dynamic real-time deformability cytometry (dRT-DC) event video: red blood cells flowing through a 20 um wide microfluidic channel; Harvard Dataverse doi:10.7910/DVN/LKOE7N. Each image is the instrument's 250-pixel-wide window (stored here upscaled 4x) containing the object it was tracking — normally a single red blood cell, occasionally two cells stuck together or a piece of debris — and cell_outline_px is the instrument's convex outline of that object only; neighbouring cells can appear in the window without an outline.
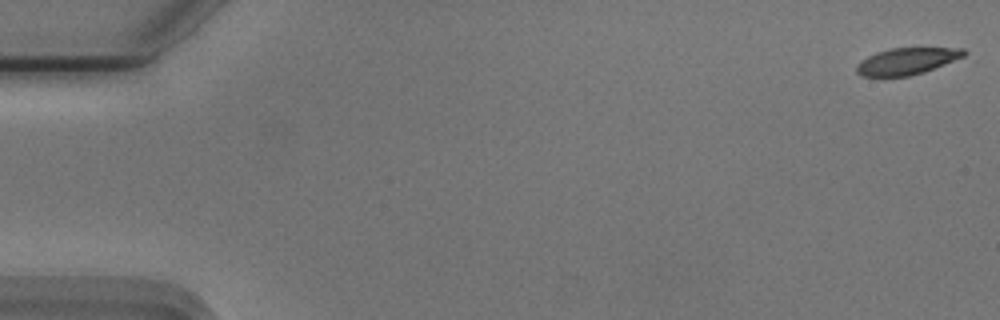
{"species": "Egyptian fruit bat (a non-hibernating species)", "species_latin": "Rousettus aegyptiacus", "temperature_condition": "cold", "stored_images_in_passage": 55, "camera_frame_rate_fps": 3000, "um_per_image_px": 0.085, "animal": {"sex": "male"}, "frame": {"image": 1, "passage_image": 1, "time_ms": 0.0, "image_size_px": [1000, 320], "cell_outline_px": [[968, 52], [964, 56], [924, 72], [908, 76], [884, 80], [880, 80], [860, 76], [856, 72], [856, 64], [868, 56], [876, 52], [888, 48], [964, 48]], "centroid_in_image_um": [76.97, 5.25], "position_along_channel_um": 8.0, "area_um2": 17.4}}
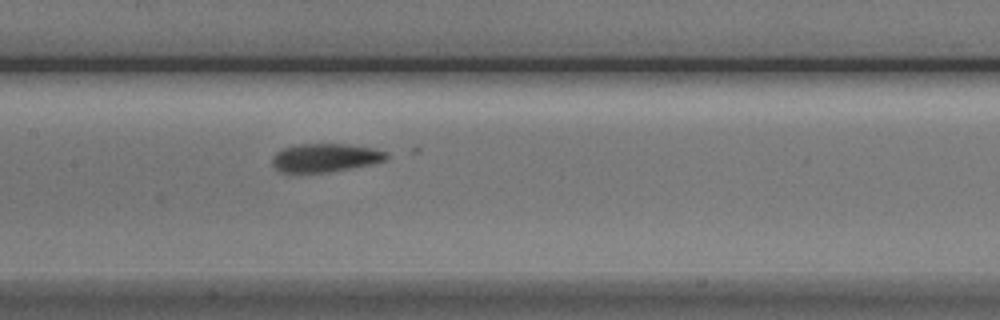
{"frame": {"image": 2, "passage_image": 27, "time_ms": 8.667, "image_size_px": [1000, 320], "cell_outline_px": [[388, 156], [384, 160], [372, 164], [352, 168], [328, 172], [280, 172], [272, 164], [272, 156], [280, 148], [296, 144], [348, 144], [372, 148], [384, 152]], "centroid_in_image_um": [27.59, 13.4], "position_along_channel_um": 179.8, "area_um2": 18.9}}
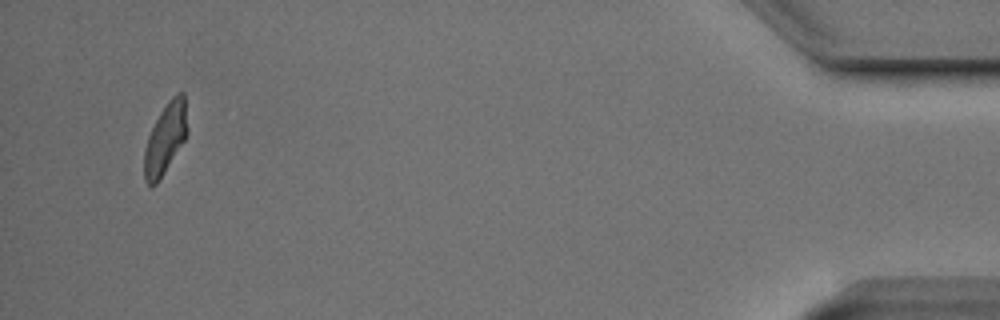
{"frame": {"image": 3, "passage_image": 53, "time_ms": 17.333, "image_size_px": [1000, 320], "cell_outline_px": [[188, 132], [184, 140], [164, 172], [156, 184], [152, 188], [144, 180], [144, 152], [148, 136], [160, 112], [172, 96], [180, 92], [184, 92], [188, 128]], "centroid_in_image_um": [14.05, 11.77], "position_along_channel_um": 421.1, "area_um2": 17.57}, "authors_computed_cell_mechanics": {"area_um2": 18.6116, "velocity_mm_per_s": 3.7129, "shape_relaxation_time_tau1_ms": null, "shape_relaxation_time_tau2_ms": 1.9008, "deformation_change_tau1": null, "deformation_change_tau2": 0.0856}}